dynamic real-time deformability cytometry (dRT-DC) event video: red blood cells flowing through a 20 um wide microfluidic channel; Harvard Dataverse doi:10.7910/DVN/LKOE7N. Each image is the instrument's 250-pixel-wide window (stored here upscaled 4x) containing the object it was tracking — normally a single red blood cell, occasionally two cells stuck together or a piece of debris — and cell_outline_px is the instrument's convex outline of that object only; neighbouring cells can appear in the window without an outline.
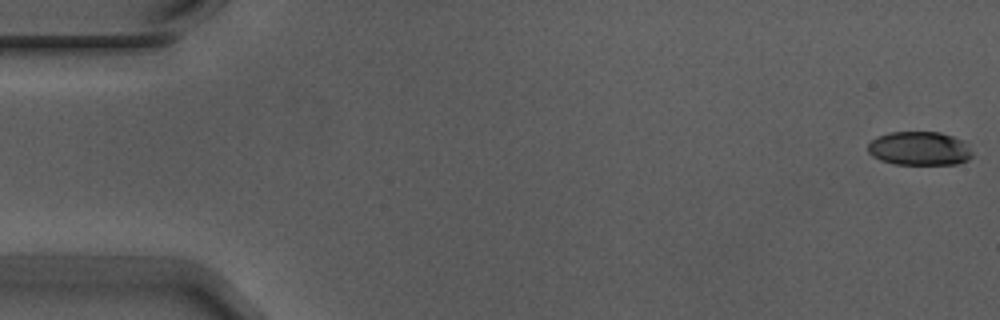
{"species": "Egyptian fruit bat (a non-hibernating species)", "species_latin": "Rousettus aegyptiacus", "temperature_condition": "warm", "stored_images_in_passage": 56, "camera_frame_rate_fps": 3000, "um_per_image_px": 0.085, "animal": {"sex": "male"}, "frame": {"image": 1, "passage_image": 1, "time_ms": 0.0, "image_size_px": [1000, 320], "cell_outline_px": [[972, 156], [968, 160], [956, 164], [892, 164], [880, 160], [872, 156], [868, 152], [868, 144], [876, 136], [892, 132], [940, 132], [964, 140], [972, 152]], "centroid_in_image_um": [78.15, 12.62], "position_along_channel_um": 6.9, "area_um2": 20.69}}
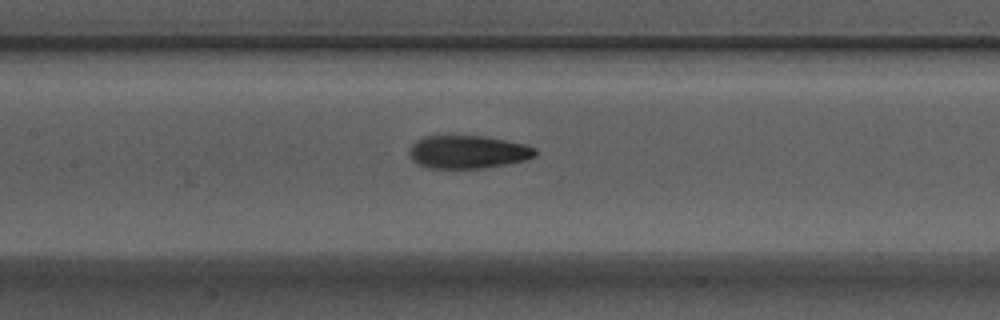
{"frame": {"image": 2, "passage_image": 26, "time_ms": 8.333, "image_size_px": [1000, 320], "cell_outline_px": [[536, 156], [524, 160], [484, 168], [424, 168], [416, 164], [412, 160], [408, 152], [408, 148], [416, 140], [424, 136], [488, 136], [524, 144], [536, 148]], "centroid_in_image_um": [39.72, 12.91], "position_along_channel_um": 167.7, "area_um2": 24.45}}
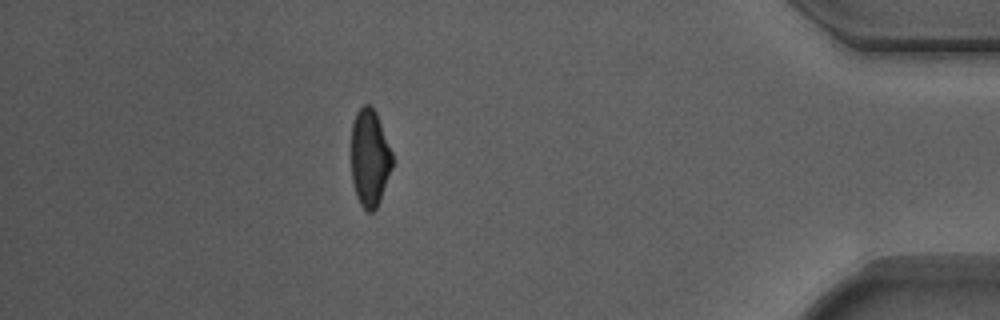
{"frame": {"image": 3, "passage_image": 49, "time_ms": 16.0, "image_size_px": [1000, 320], "cell_outline_px": [[392, 168], [380, 200], [376, 208], [372, 212], [368, 212], [360, 204], [356, 196], [352, 180], [352, 124], [356, 112], [364, 104], [368, 104], [376, 112], [392, 152]], "centroid_in_image_um": [31.42, 13.43], "position_along_channel_um": 403.8, "area_um2": 23.12}, "authors_computed_cell_mechanics": {"area_um2": 23.6691, "velocity_mm_per_s": 3.7284, "shape_relaxation_time_tau1_ms": 4.9667, "shape_relaxation_time_tau2_ms": 1.6744, "deformation_change_tau1": 0.1848, "deformation_change_tau2": 0.0832}}